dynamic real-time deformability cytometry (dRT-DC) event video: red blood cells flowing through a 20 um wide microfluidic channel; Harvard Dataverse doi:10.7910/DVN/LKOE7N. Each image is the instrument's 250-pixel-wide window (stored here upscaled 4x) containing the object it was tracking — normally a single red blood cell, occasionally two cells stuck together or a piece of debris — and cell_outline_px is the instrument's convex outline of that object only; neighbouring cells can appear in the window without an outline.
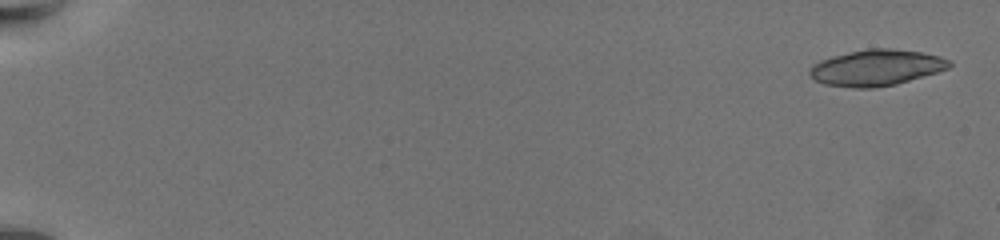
{"species": "common noctule bat (a hibernating species)", "species_latin": "Nyctalus noctula", "temperature_condition": "warm", "stored_images_in_passage": 26, "camera_frame_rate_fps": 3000, "um_per_image_px": 0.085, "animal": {"sex": "female", "body_mass_g": 19.5, "forearm_length_mm": 54.1}, "frame": {"image": 1, "passage_image": 2, "time_ms": 0.333, "image_size_px": [1000, 240], "cell_outline_px": [[952, 64], [948, 68], [936, 72], [896, 84], [872, 88], [856, 88], [824, 84], [816, 80], [808, 72], [812, 64], [820, 60], [832, 56], [848, 52], [868, 48], [892, 48], [920, 52], [940, 56], [952, 60]], "centroid_in_image_um": [74.48, 5.74], "position_along_channel_um": 10.5, "area_um2": 29.3}}
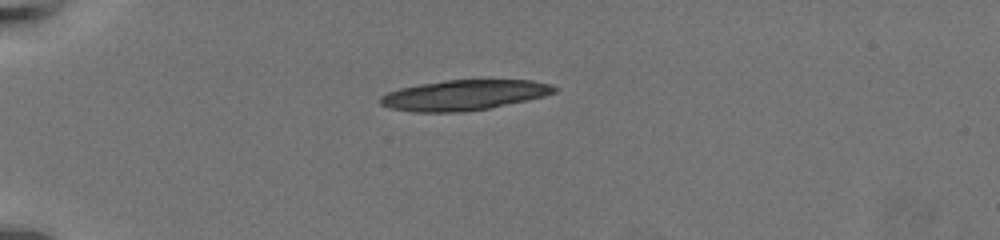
{"frame": {"image": 2, "passage_image": 19, "time_ms": 6.0, "image_size_px": [1000, 240], "cell_outline_px": [[556, 92], [544, 96], [528, 100], [488, 108], [464, 112], [412, 112], [388, 108], [380, 104], [380, 96], [388, 92], [400, 88], [420, 84], [448, 80], [532, 80], [548, 84], [556, 88]], "centroid_in_image_um": [39.4, 8.09], "position_along_channel_um": 45.6, "area_um2": 30.63}}